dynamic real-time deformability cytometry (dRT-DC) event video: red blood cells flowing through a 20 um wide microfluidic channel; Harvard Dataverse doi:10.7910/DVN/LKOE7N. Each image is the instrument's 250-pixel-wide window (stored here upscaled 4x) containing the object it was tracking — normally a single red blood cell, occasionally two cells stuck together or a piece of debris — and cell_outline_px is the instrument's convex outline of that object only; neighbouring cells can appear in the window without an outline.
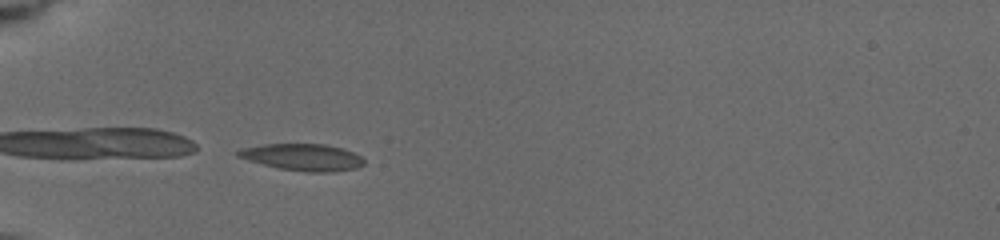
{"species": "common noctule bat (a hibernating species)", "species_latin": "Nyctalus noctula", "temperature_condition": "cold", "stored_images_in_passage": 6, "camera_frame_rate_fps": 3000, "um_per_image_px": 0.085, "animal": {"sex": "female", "body_mass_g": 19.5, "forearm_length_mm": 54.1}, "frame": {"image": 1, "passage_image": 2, "time_ms": 0.667, "image_size_px": [1000, 240], "cell_outline_px": [[364, 164], [356, 168], [332, 172], [308, 172], [276, 168], [248, 160], [236, 156], [236, 152], [244, 148], [264, 144], [324, 144], [340, 148], [352, 152], [360, 156], [364, 160]], "centroid_in_image_um": [25.72, 13.37], "position_along_channel_um": 59.3, "area_um2": 19.54}}
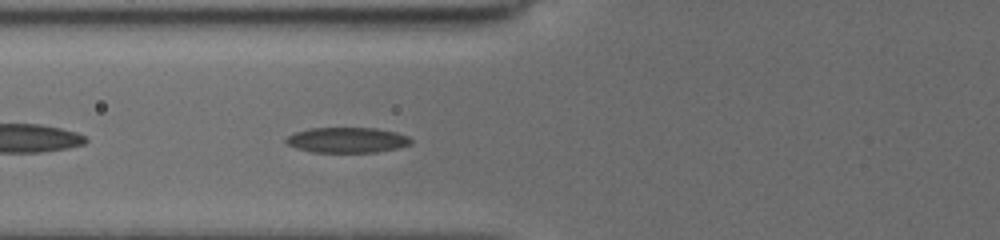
{"frame": {"image": 2, "passage_image": 4, "time_ms": 2.0, "image_size_px": [1000, 240], "cell_outline_px": [[412, 144], [400, 148], [376, 152], [312, 152], [296, 148], [288, 144], [284, 140], [288, 136], [296, 132], [308, 128], [376, 128], [396, 132], [408, 136], [412, 140]], "centroid_in_image_um": [29.53, 11.9], "position_along_channel_um": 96.3, "area_um2": 18.55}}
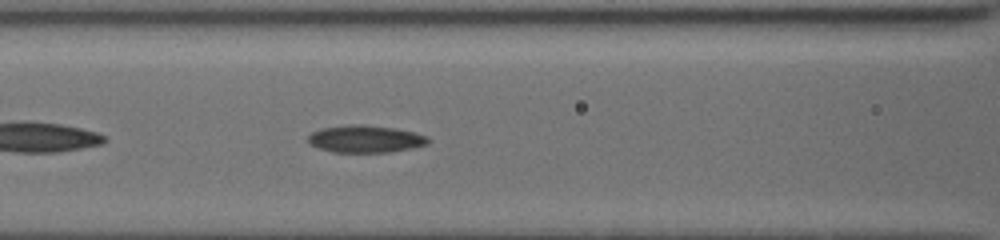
{"frame": {"image": 3, "passage_image": 6, "time_ms": 3.0, "image_size_px": [1000, 240], "cell_outline_px": [[428, 144], [412, 148], [388, 152], [332, 152], [320, 148], [312, 144], [308, 140], [308, 136], [312, 132], [324, 128], [392, 128], [412, 132], [428, 136]], "centroid_in_image_um": [31.11, 11.88], "position_along_channel_um": 135.5, "area_um2": 17.63}}